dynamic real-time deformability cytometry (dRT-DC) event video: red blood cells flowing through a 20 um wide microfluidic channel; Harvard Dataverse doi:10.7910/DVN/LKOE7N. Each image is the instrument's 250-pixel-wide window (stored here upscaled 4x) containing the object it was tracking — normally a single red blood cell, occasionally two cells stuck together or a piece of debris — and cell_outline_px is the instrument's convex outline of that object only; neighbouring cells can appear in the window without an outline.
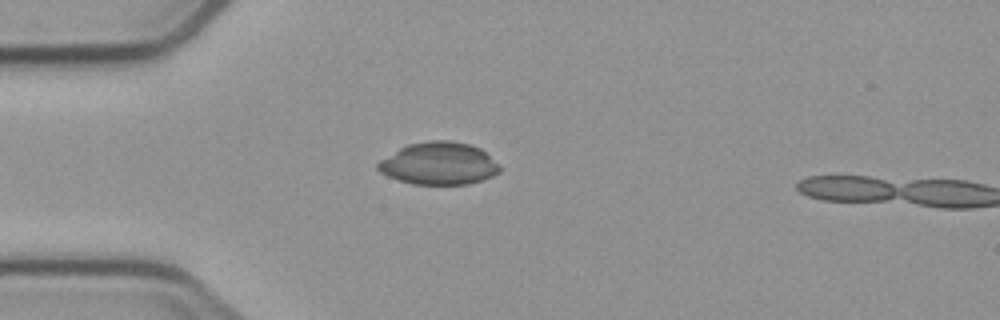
{"species": "common noctule bat (a hibernating species)", "species_latin": "Nyctalus noctula", "temperature_condition": "cold", "stored_images_in_passage": 3, "camera_frame_rate_fps": 3000, "um_per_image_px": 0.085, "animal": {"sex": "male", "body_mass_g": 23.1, "forearm_length_mm": 52.7}, "frame": {"image": 1, "passage_image": 2, "time_ms": 1.333, "image_size_px": [1000, 320], "cell_outline_px": [[500, 172], [492, 176], [468, 184], [412, 184], [388, 176], [380, 172], [376, 168], [376, 164], [380, 160], [400, 148], [408, 144], [428, 140], [452, 140], [472, 144], [480, 148], [500, 164]], "centroid_in_image_um": [37.32, 13.88], "position_along_channel_um": 47.7, "area_um2": 30.23}}